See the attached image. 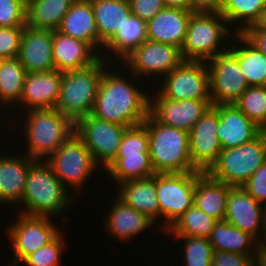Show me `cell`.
<instances>
[{
	"label": "cell",
	"instance_id": "obj_1",
	"mask_svg": "<svg viewBox=\"0 0 266 266\" xmlns=\"http://www.w3.org/2000/svg\"><path fill=\"white\" fill-rule=\"evenodd\" d=\"M149 113V96L118 73L104 70L91 115L126 127L143 124Z\"/></svg>",
	"mask_w": 266,
	"mask_h": 266
},
{
	"label": "cell",
	"instance_id": "obj_2",
	"mask_svg": "<svg viewBox=\"0 0 266 266\" xmlns=\"http://www.w3.org/2000/svg\"><path fill=\"white\" fill-rule=\"evenodd\" d=\"M155 174L199 172L190 158L189 132L165 125L150 113L143 122Z\"/></svg>",
	"mask_w": 266,
	"mask_h": 266
},
{
	"label": "cell",
	"instance_id": "obj_3",
	"mask_svg": "<svg viewBox=\"0 0 266 266\" xmlns=\"http://www.w3.org/2000/svg\"><path fill=\"white\" fill-rule=\"evenodd\" d=\"M67 191L47 162L35 160L26 176L20 201V204L25 205V210L21 214L40 217L60 214L72 203V194Z\"/></svg>",
	"mask_w": 266,
	"mask_h": 266
},
{
	"label": "cell",
	"instance_id": "obj_4",
	"mask_svg": "<svg viewBox=\"0 0 266 266\" xmlns=\"http://www.w3.org/2000/svg\"><path fill=\"white\" fill-rule=\"evenodd\" d=\"M101 57L83 69L62 72V81L56 109L74 123L91 115L105 63Z\"/></svg>",
	"mask_w": 266,
	"mask_h": 266
},
{
	"label": "cell",
	"instance_id": "obj_5",
	"mask_svg": "<svg viewBox=\"0 0 266 266\" xmlns=\"http://www.w3.org/2000/svg\"><path fill=\"white\" fill-rule=\"evenodd\" d=\"M27 111L26 142L28 156L34 160L51 156L75 133V123L56 108Z\"/></svg>",
	"mask_w": 266,
	"mask_h": 266
},
{
	"label": "cell",
	"instance_id": "obj_6",
	"mask_svg": "<svg viewBox=\"0 0 266 266\" xmlns=\"http://www.w3.org/2000/svg\"><path fill=\"white\" fill-rule=\"evenodd\" d=\"M266 161V131L241 146L222 149L207 172L213 179L232 187L243 186Z\"/></svg>",
	"mask_w": 266,
	"mask_h": 266
},
{
	"label": "cell",
	"instance_id": "obj_7",
	"mask_svg": "<svg viewBox=\"0 0 266 266\" xmlns=\"http://www.w3.org/2000/svg\"><path fill=\"white\" fill-rule=\"evenodd\" d=\"M224 23L227 24L226 19L220 12H194L181 47L183 59L206 62L228 50L225 46L223 50L219 46L231 33Z\"/></svg>",
	"mask_w": 266,
	"mask_h": 266
},
{
	"label": "cell",
	"instance_id": "obj_8",
	"mask_svg": "<svg viewBox=\"0 0 266 266\" xmlns=\"http://www.w3.org/2000/svg\"><path fill=\"white\" fill-rule=\"evenodd\" d=\"M45 161L66 189L67 185L75 190L83 188L97 168L90 151L75 133Z\"/></svg>",
	"mask_w": 266,
	"mask_h": 266
},
{
	"label": "cell",
	"instance_id": "obj_9",
	"mask_svg": "<svg viewBox=\"0 0 266 266\" xmlns=\"http://www.w3.org/2000/svg\"><path fill=\"white\" fill-rule=\"evenodd\" d=\"M213 106L235 104L249 87L237 57L228 49L206 61Z\"/></svg>",
	"mask_w": 266,
	"mask_h": 266
},
{
	"label": "cell",
	"instance_id": "obj_10",
	"mask_svg": "<svg viewBox=\"0 0 266 266\" xmlns=\"http://www.w3.org/2000/svg\"><path fill=\"white\" fill-rule=\"evenodd\" d=\"M197 172L156 174V193L162 218L170 228L193 205Z\"/></svg>",
	"mask_w": 266,
	"mask_h": 266
},
{
	"label": "cell",
	"instance_id": "obj_11",
	"mask_svg": "<svg viewBox=\"0 0 266 266\" xmlns=\"http://www.w3.org/2000/svg\"><path fill=\"white\" fill-rule=\"evenodd\" d=\"M128 128L88 115L75 123V134L90 151L97 166L102 160L106 168L116 158L122 138Z\"/></svg>",
	"mask_w": 266,
	"mask_h": 266
},
{
	"label": "cell",
	"instance_id": "obj_12",
	"mask_svg": "<svg viewBox=\"0 0 266 266\" xmlns=\"http://www.w3.org/2000/svg\"><path fill=\"white\" fill-rule=\"evenodd\" d=\"M160 88L163 97L175 101L211 100L207 63L184 60L165 76Z\"/></svg>",
	"mask_w": 266,
	"mask_h": 266
},
{
	"label": "cell",
	"instance_id": "obj_13",
	"mask_svg": "<svg viewBox=\"0 0 266 266\" xmlns=\"http://www.w3.org/2000/svg\"><path fill=\"white\" fill-rule=\"evenodd\" d=\"M218 125V106L212 105L189 132L190 158L199 172L207 173L222 151L217 135Z\"/></svg>",
	"mask_w": 266,
	"mask_h": 266
},
{
	"label": "cell",
	"instance_id": "obj_14",
	"mask_svg": "<svg viewBox=\"0 0 266 266\" xmlns=\"http://www.w3.org/2000/svg\"><path fill=\"white\" fill-rule=\"evenodd\" d=\"M123 60L136 77L159 73L168 75L184 61L180 48L150 40L144 41Z\"/></svg>",
	"mask_w": 266,
	"mask_h": 266
},
{
	"label": "cell",
	"instance_id": "obj_15",
	"mask_svg": "<svg viewBox=\"0 0 266 266\" xmlns=\"http://www.w3.org/2000/svg\"><path fill=\"white\" fill-rule=\"evenodd\" d=\"M15 224L9 229V238L13 244V260L22 262L37 249L52 242L61 231L51 223L49 217L19 215Z\"/></svg>",
	"mask_w": 266,
	"mask_h": 266
},
{
	"label": "cell",
	"instance_id": "obj_16",
	"mask_svg": "<svg viewBox=\"0 0 266 266\" xmlns=\"http://www.w3.org/2000/svg\"><path fill=\"white\" fill-rule=\"evenodd\" d=\"M158 96L149 98V113L159 122L190 132L205 111L212 106L211 100L186 99L175 101Z\"/></svg>",
	"mask_w": 266,
	"mask_h": 266
},
{
	"label": "cell",
	"instance_id": "obj_17",
	"mask_svg": "<svg viewBox=\"0 0 266 266\" xmlns=\"http://www.w3.org/2000/svg\"><path fill=\"white\" fill-rule=\"evenodd\" d=\"M224 220L250 234L258 242V234L262 229L266 239V207L258 203L242 187H232L229 190Z\"/></svg>",
	"mask_w": 266,
	"mask_h": 266
},
{
	"label": "cell",
	"instance_id": "obj_18",
	"mask_svg": "<svg viewBox=\"0 0 266 266\" xmlns=\"http://www.w3.org/2000/svg\"><path fill=\"white\" fill-rule=\"evenodd\" d=\"M18 58L27 73L54 70L53 31L25 25Z\"/></svg>",
	"mask_w": 266,
	"mask_h": 266
},
{
	"label": "cell",
	"instance_id": "obj_19",
	"mask_svg": "<svg viewBox=\"0 0 266 266\" xmlns=\"http://www.w3.org/2000/svg\"><path fill=\"white\" fill-rule=\"evenodd\" d=\"M62 72L51 71L27 73L21 94L20 104L31 109L56 108L60 95Z\"/></svg>",
	"mask_w": 266,
	"mask_h": 266
},
{
	"label": "cell",
	"instance_id": "obj_20",
	"mask_svg": "<svg viewBox=\"0 0 266 266\" xmlns=\"http://www.w3.org/2000/svg\"><path fill=\"white\" fill-rule=\"evenodd\" d=\"M193 13V10L164 7L146 22L148 40L170 44L181 49Z\"/></svg>",
	"mask_w": 266,
	"mask_h": 266
},
{
	"label": "cell",
	"instance_id": "obj_21",
	"mask_svg": "<svg viewBox=\"0 0 266 266\" xmlns=\"http://www.w3.org/2000/svg\"><path fill=\"white\" fill-rule=\"evenodd\" d=\"M218 114L217 135L222 149L246 144L262 132L235 104L219 105Z\"/></svg>",
	"mask_w": 266,
	"mask_h": 266
},
{
	"label": "cell",
	"instance_id": "obj_22",
	"mask_svg": "<svg viewBox=\"0 0 266 266\" xmlns=\"http://www.w3.org/2000/svg\"><path fill=\"white\" fill-rule=\"evenodd\" d=\"M95 51L89 43L58 30L53 31V62L58 71L79 70L91 66L101 58L100 53Z\"/></svg>",
	"mask_w": 266,
	"mask_h": 266
},
{
	"label": "cell",
	"instance_id": "obj_23",
	"mask_svg": "<svg viewBox=\"0 0 266 266\" xmlns=\"http://www.w3.org/2000/svg\"><path fill=\"white\" fill-rule=\"evenodd\" d=\"M58 31L89 43L96 51L102 46L91 0H75L69 11L63 16Z\"/></svg>",
	"mask_w": 266,
	"mask_h": 266
},
{
	"label": "cell",
	"instance_id": "obj_24",
	"mask_svg": "<svg viewBox=\"0 0 266 266\" xmlns=\"http://www.w3.org/2000/svg\"><path fill=\"white\" fill-rule=\"evenodd\" d=\"M1 155V154H0ZM35 160L29 156H0V203H20L26 176Z\"/></svg>",
	"mask_w": 266,
	"mask_h": 266
},
{
	"label": "cell",
	"instance_id": "obj_25",
	"mask_svg": "<svg viewBox=\"0 0 266 266\" xmlns=\"http://www.w3.org/2000/svg\"><path fill=\"white\" fill-rule=\"evenodd\" d=\"M231 188L232 186L213 179L208 173L197 172L193 205L216 221H223Z\"/></svg>",
	"mask_w": 266,
	"mask_h": 266
},
{
	"label": "cell",
	"instance_id": "obj_26",
	"mask_svg": "<svg viewBox=\"0 0 266 266\" xmlns=\"http://www.w3.org/2000/svg\"><path fill=\"white\" fill-rule=\"evenodd\" d=\"M118 189L117 197L154 223L162 217L156 193V174L149 178L123 182ZM158 217V218H157Z\"/></svg>",
	"mask_w": 266,
	"mask_h": 266
},
{
	"label": "cell",
	"instance_id": "obj_27",
	"mask_svg": "<svg viewBox=\"0 0 266 266\" xmlns=\"http://www.w3.org/2000/svg\"><path fill=\"white\" fill-rule=\"evenodd\" d=\"M95 23L104 47L132 15L128 0H91Z\"/></svg>",
	"mask_w": 266,
	"mask_h": 266
},
{
	"label": "cell",
	"instance_id": "obj_28",
	"mask_svg": "<svg viewBox=\"0 0 266 266\" xmlns=\"http://www.w3.org/2000/svg\"><path fill=\"white\" fill-rule=\"evenodd\" d=\"M108 218L105 221L108 232L124 241L132 239L135 235L151 228L155 224L146 215L127 205L119 197L114 203Z\"/></svg>",
	"mask_w": 266,
	"mask_h": 266
},
{
	"label": "cell",
	"instance_id": "obj_29",
	"mask_svg": "<svg viewBox=\"0 0 266 266\" xmlns=\"http://www.w3.org/2000/svg\"><path fill=\"white\" fill-rule=\"evenodd\" d=\"M75 0H31L27 3L26 25L35 29L56 31L63 16Z\"/></svg>",
	"mask_w": 266,
	"mask_h": 266
},
{
	"label": "cell",
	"instance_id": "obj_30",
	"mask_svg": "<svg viewBox=\"0 0 266 266\" xmlns=\"http://www.w3.org/2000/svg\"><path fill=\"white\" fill-rule=\"evenodd\" d=\"M208 239L214 251L256 255L258 241L250 234L234 227L226 220L215 223ZM250 247L254 253L249 249Z\"/></svg>",
	"mask_w": 266,
	"mask_h": 266
},
{
	"label": "cell",
	"instance_id": "obj_31",
	"mask_svg": "<svg viewBox=\"0 0 266 266\" xmlns=\"http://www.w3.org/2000/svg\"><path fill=\"white\" fill-rule=\"evenodd\" d=\"M238 44L228 49L237 57L238 63L249 86H266V56L253 46L241 33H236ZM240 40V42H239Z\"/></svg>",
	"mask_w": 266,
	"mask_h": 266
},
{
	"label": "cell",
	"instance_id": "obj_32",
	"mask_svg": "<svg viewBox=\"0 0 266 266\" xmlns=\"http://www.w3.org/2000/svg\"><path fill=\"white\" fill-rule=\"evenodd\" d=\"M146 40H148L146 21L131 15L104 47L124 59Z\"/></svg>",
	"mask_w": 266,
	"mask_h": 266
},
{
	"label": "cell",
	"instance_id": "obj_33",
	"mask_svg": "<svg viewBox=\"0 0 266 266\" xmlns=\"http://www.w3.org/2000/svg\"><path fill=\"white\" fill-rule=\"evenodd\" d=\"M26 74L18 57L0 59V103L20 102Z\"/></svg>",
	"mask_w": 266,
	"mask_h": 266
},
{
	"label": "cell",
	"instance_id": "obj_34",
	"mask_svg": "<svg viewBox=\"0 0 266 266\" xmlns=\"http://www.w3.org/2000/svg\"><path fill=\"white\" fill-rule=\"evenodd\" d=\"M266 9V0H224L220 14L226 19L227 24L242 20L244 25L232 33H242L260 18Z\"/></svg>",
	"mask_w": 266,
	"mask_h": 266
},
{
	"label": "cell",
	"instance_id": "obj_35",
	"mask_svg": "<svg viewBox=\"0 0 266 266\" xmlns=\"http://www.w3.org/2000/svg\"><path fill=\"white\" fill-rule=\"evenodd\" d=\"M105 170L118 182L117 184L129 180L149 178L155 174L150 155H141V157H116Z\"/></svg>",
	"mask_w": 266,
	"mask_h": 266
},
{
	"label": "cell",
	"instance_id": "obj_36",
	"mask_svg": "<svg viewBox=\"0 0 266 266\" xmlns=\"http://www.w3.org/2000/svg\"><path fill=\"white\" fill-rule=\"evenodd\" d=\"M217 221L192 205L166 230L174 235L209 238Z\"/></svg>",
	"mask_w": 266,
	"mask_h": 266
},
{
	"label": "cell",
	"instance_id": "obj_37",
	"mask_svg": "<svg viewBox=\"0 0 266 266\" xmlns=\"http://www.w3.org/2000/svg\"><path fill=\"white\" fill-rule=\"evenodd\" d=\"M235 105L262 131H266V86H249Z\"/></svg>",
	"mask_w": 266,
	"mask_h": 266
},
{
	"label": "cell",
	"instance_id": "obj_38",
	"mask_svg": "<svg viewBox=\"0 0 266 266\" xmlns=\"http://www.w3.org/2000/svg\"><path fill=\"white\" fill-rule=\"evenodd\" d=\"M175 239L184 240V261L186 266H210L213 259V247L208 238L175 235Z\"/></svg>",
	"mask_w": 266,
	"mask_h": 266
},
{
	"label": "cell",
	"instance_id": "obj_39",
	"mask_svg": "<svg viewBox=\"0 0 266 266\" xmlns=\"http://www.w3.org/2000/svg\"><path fill=\"white\" fill-rule=\"evenodd\" d=\"M149 155V138L144 124L129 127L122 138L116 157Z\"/></svg>",
	"mask_w": 266,
	"mask_h": 266
},
{
	"label": "cell",
	"instance_id": "obj_40",
	"mask_svg": "<svg viewBox=\"0 0 266 266\" xmlns=\"http://www.w3.org/2000/svg\"><path fill=\"white\" fill-rule=\"evenodd\" d=\"M60 233L52 242L28 255L21 263L28 266H60V258L64 248Z\"/></svg>",
	"mask_w": 266,
	"mask_h": 266
},
{
	"label": "cell",
	"instance_id": "obj_41",
	"mask_svg": "<svg viewBox=\"0 0 266 266\" xmlns=\"http://www.w3.org/2000/svg\"><path fill=\"white\" fill-rule=\"evenodd\" d=\"M26 10L24 0H0V27L25 26Z\"/></svg>",
	"mask_w": 266,
	"mask_h": 266
},
{
	"label": "cell",
	"instance_id": "obj_42",
	"mask_svg": "<svg viewBox=\"0 0 266 266\" xmlns=\"http://www.w3.org/2000/svg\"><path fill=\"white\" fill-rule=\"evenodd\" d=\"M24 26L0 27V59L18 57Z\"/></svg>",
	"mask_w": 266,
	"mask_h": 266
},
{
	"label": "cell",
	"instance_id": "obj_43",
	"mask_svg": "<svg viewBox=\"0 0 266 266\" xmlns=\"http://www.w3.org/2000/svg\"><path fill=\"white\" fill-rule=\"evenodd\" d=\"M258 203L266 207V161L255 171L251 178L241 186Z\"/></svg>",
	"mask_w": 266,
	"mask_h": 266
},
{
	"label": "cell",
	"instance_id": "obj_44",
	"mask_svg": "<svg viewBox=\"0 0 266 266\" xmlns=\"http://www.w3.org/2000/svg\"><path fill=\"white\" fill-rule=\"evenodd\" d=\"M210 266H255V255L214 251Z\"/></svg>",
	"mask_w": 266,
	"mask_h": 266
},
{
	"label": "cell",
	"instance_id": "obj_45",
	"mask_svg": "<svg viewBox=\"0 0 266 266\" xmlns=\"http://www.w3.org/2000/svg\"><path fill=\"white\" fill-rule=\"evenodd\" d=\"M132 15L143 21L151 20L165 5L163 0H128Z\"/></svg>",
	"mask_w": 266,
	"mask_h": 266
},
{
	"label": "cell",
	"instance_id": "obj_46",
	"mask_svg": "<svg viewBox=\"0 0 266 266\" xmlns=\"http://www.w3.org/2000/svg\"><path fill=\"white\" fill-rule=\"evenodd\" d=\"M253 46L266 56V31L248 27L241 33Z\"/></svg>",
	"mask_w": 266,
	"mask_h": 266
},
{
	"label": "cell",
	"instance_id": "obj_47",
	"mask_svg": "<svg viewBox=\"0 0 266 266\" xmlns=\"http://www.w3.org/2000/svg\"><path fill=\"white\" fill-rule=\"evenodd\" d=\"M224 0H190L194 12H219Z\"/></svg>",
	"mask_w": 266,
	"mask_h": 266
},
{
	"label": "cell",
	"instance_id": "obj_48",
	"mask_svg": "<svg viewBox=\"0 0 266 266\" xmlns=\"http://www.w3.org/2000/svg\"><path fill=\"white\" fill-rule=\"evenodd\" d=\"M255 266H266V239H259L255 255Z\"/></svg>",
	"mask_w": 266,
	"mask_h": 266
},
{
	"label": "cell",
	"instance_id": "obj_49",
	"mask_svg": "<svg viewBox=\"0 0 266 266\" xmlns=\"http://www.w3.org/2000/svg\"><path fill=\"white\" fill-rule=\"evenodd\" d=\"M165 7L193 10L190 0H163Z\"/></svg>",
	"mask_w": 266,
	"mask_h": 266
},
{
	"label": "cell",
	"instance_id": "obj_50",
	"mask_svg": "<svg viewBox=\"0 0 266 266\" xmlns=\"http://www.w3.org/2000/svg\"><path fill=\"white\" fill-rule=\"evenodd\" d=\"M254 27L257 30H263L266 31V9L262 12L260 15V18L258 21L254 24Z\"/></svg>",
	"mask_w": 266,
	"mask_h": 266
},
{
	"label": "cell",
	"instance_id": "obj_51",
	"mask_svg": "<svg viewBox=\"0 0 266 266\" xmlns=\"http://www.w3.org/2000/svg\"><path fill=\"white\" fill-rule=\"evenodd\" d=\"M18 263H19L18 261L13 260V263L12 264H14L13 266H17Z\"/></svg>",
	"mask_w": 266,
	"mask_h": 266
}]
</instances>
